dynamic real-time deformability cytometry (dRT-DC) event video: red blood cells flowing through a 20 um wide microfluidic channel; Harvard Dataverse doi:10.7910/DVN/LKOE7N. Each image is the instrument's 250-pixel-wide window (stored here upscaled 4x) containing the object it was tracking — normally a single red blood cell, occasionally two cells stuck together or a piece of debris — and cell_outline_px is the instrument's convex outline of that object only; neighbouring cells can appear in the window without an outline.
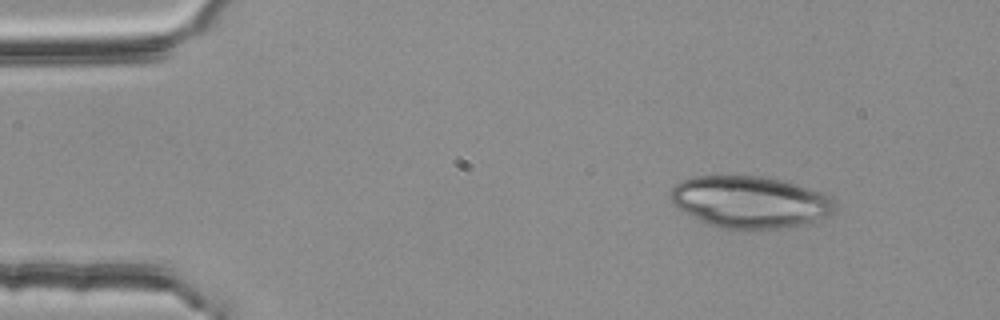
{"species": "common noctule bat (a hibernating species)", "species_latin": "Nyctalus noctula", "temperature_condition": "room temperature", "stored_images_in_passage": 14, "camera_frame_rate_fps": 3000, "um_per_image_px": 0.085, "animal": {"sex": "female", "body_mass_g": 25.1}, "frame": {"image": 1, "passage_image": 1, "time_ms": 0.0, "image_size_px": [1000, 320], "cell_outline_px": [[836, 212], [800, 224], [780, 228], [720, 228], [708, 224], [676, 208], [672, 204], [668, 192], [676, 184], [692, 176], [760, 176], [780, 180], [796, 184], [832, 196], [836, 200]], "centroid_in_image_um": [63.71, 17.15], "position_along_channel_um": 21.3, "area_um2": 49.36}}